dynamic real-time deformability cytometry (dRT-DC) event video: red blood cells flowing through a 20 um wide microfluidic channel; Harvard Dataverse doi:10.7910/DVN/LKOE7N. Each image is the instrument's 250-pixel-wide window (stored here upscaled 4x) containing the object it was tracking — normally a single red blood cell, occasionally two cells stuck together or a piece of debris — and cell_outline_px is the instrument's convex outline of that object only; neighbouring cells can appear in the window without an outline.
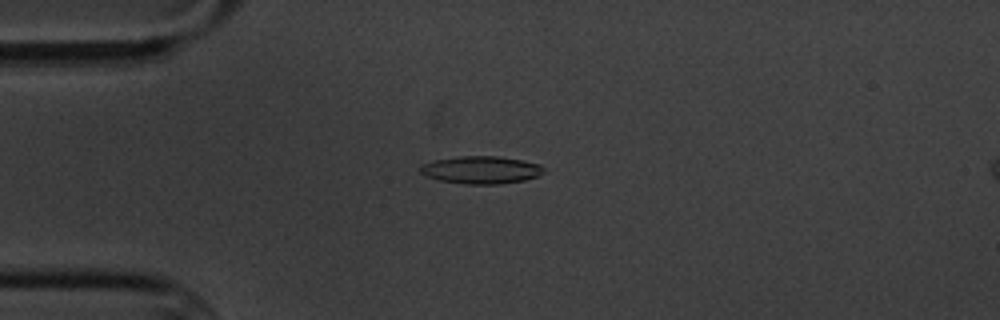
{"species": "common noctule bat (a hibernating species)", "species_latin": "Nyctalus noctula", "temperature_condition": "cold", "stored_images_in_passage": 5, "camera_frame_rate_fps": 3000, "um_per_image_px": 0.085, "animal": {"sex": "male", "body_mass_g": 20.1, "forearm_length_mm": 53.5}, "frame": {"image": 1, "passage_image": 1, "time_ms": 0.0, "image_size_px": [1000, 320], "cell_outline_px": [[544, 172], [540, 176], [524, 180], [500, 184], [464, 184], [440, 180], [424, 176], [420, 172], [420, 164], [436, 160], [460, 156], [496, 156], [524, 160], [540, 164], [544, 168]], "centroid_in_image_um": [40.91, 14.44], "position_along_channel_um": 44.1, "area_um2": 20.0}}
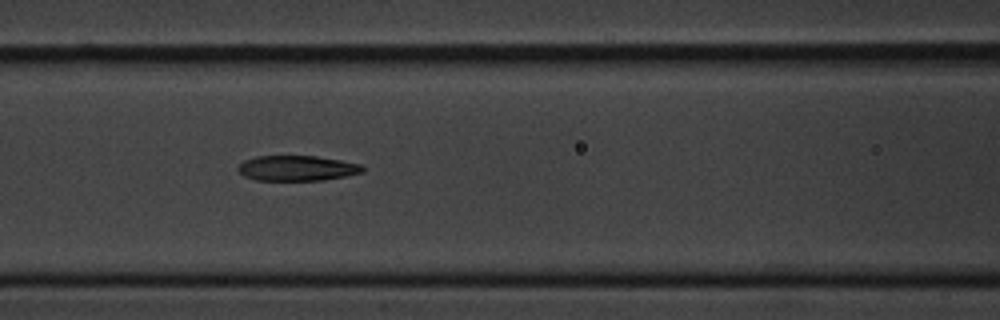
{"frame": {"image": 2, "passage_image": 4, "time_ms": 3.333, "image_size_px": [1000, 320], "cell_outline_px": [[364, 172], [324, 180], [256, 180], [244, 176], [236, 168], [244, 160], [256, 156], [316, 156], [340, 160], [360, 164], [364, 168]], "centroid_in_image_um": [25.23, 14.29], "position_along_channel_um": 141.4, "area_um2": 18.26}}
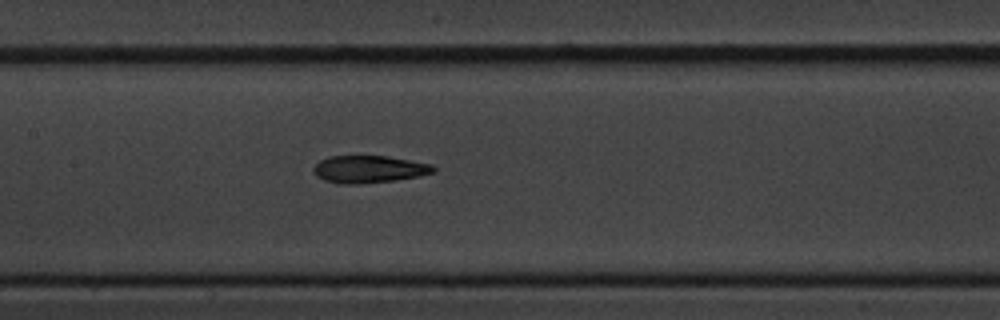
{"frame": {"image": 3, "passage_image": 5, "time_ms": 4.333, "image_size_px": [1000, 320], "cell_outline_px": [[436, 172], [420, 176], [396, 180], [360, 184], [340, 184], [324, 180], [316, 176], [312, 168], [320, 160], [328, 156], [388, 156], [432, 164], [436, 168]], "centroid_in_image_um": [31.37, 14.39], "position_along_channel_um": 176.0, "area_um2": 19.31}}